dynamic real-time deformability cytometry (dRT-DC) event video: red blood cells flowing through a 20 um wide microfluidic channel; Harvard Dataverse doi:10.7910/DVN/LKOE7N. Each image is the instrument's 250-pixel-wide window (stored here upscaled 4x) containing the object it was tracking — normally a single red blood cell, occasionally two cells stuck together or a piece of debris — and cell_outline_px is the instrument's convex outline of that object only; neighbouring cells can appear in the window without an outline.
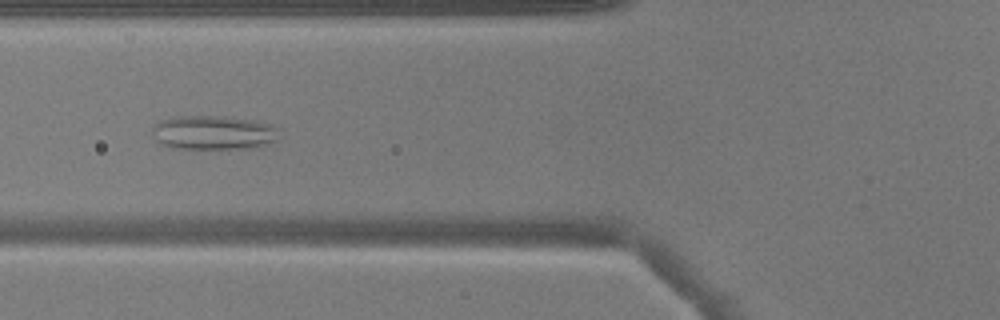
{"species": "common noctule bat (a hibernating species)", "species_latin": "Nyctalus noctula", "temperature_condition": "warm", "stored_images_in_passage": 51, "camera_frame_rate_fps": 3000, "um_per_image_px": 0.085, "animal": {"sex": "male", "body_mass_g": 17.9}, "frame": {"image": 1, "passage_image": 20, "time_ms": 6.333, "image_size_px": [1000, 320], "cell_outline_px": [[280, 140], [256, 148], [172, 148], [156, 140], [152, 136], [152, 128], [160, 120], [172, 116], [220, 116], [256, 120], [268, 124], [276, 128]], "centroid_in_image_um": [18.15, 11.27], "position_along_channel_um": 107.6, "area_um2": 25.37}}
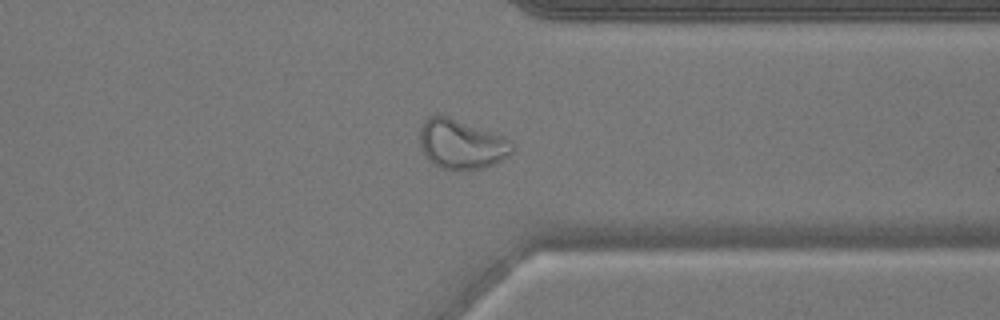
{"frame": {"image": 2, "passage_image": 40, "time_ms": 13.0, "image_size_px": [1000, 320], "cell_outline_px": [[516, 148], [508, 156], [484, 168], [460, 172], [440, 168], [432, 164], [428, 160], [420, 144], [420, 128], [424, 120], [428, 116], [448, 116], [500, 136], [508, 140]], "centroid_in_image_um": [39.19, 12.3], "position_along_channel_um": 372.2, "area_um2": 26.59}}
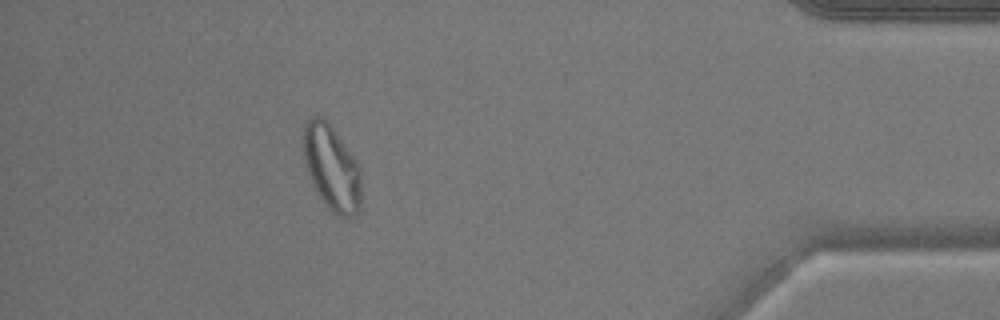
{"frame": {"image": 3, "passage_image": 46, "time_ms": 15.0, "image_size_px": [1000, 320], "cell_outline_px": [[360, 208], [356, 216], [348, 220], [336, 216], [328, 208], [312, 184], [304, 160], [300, 144], [300, 140], [304, 124], [312, 116], [324, 116], [356, 160], [360, 168]], "centroid_in_image_um": [28.16, 14.26], "position_along_channel_um": 407.0, "area_um2": 29.42}}